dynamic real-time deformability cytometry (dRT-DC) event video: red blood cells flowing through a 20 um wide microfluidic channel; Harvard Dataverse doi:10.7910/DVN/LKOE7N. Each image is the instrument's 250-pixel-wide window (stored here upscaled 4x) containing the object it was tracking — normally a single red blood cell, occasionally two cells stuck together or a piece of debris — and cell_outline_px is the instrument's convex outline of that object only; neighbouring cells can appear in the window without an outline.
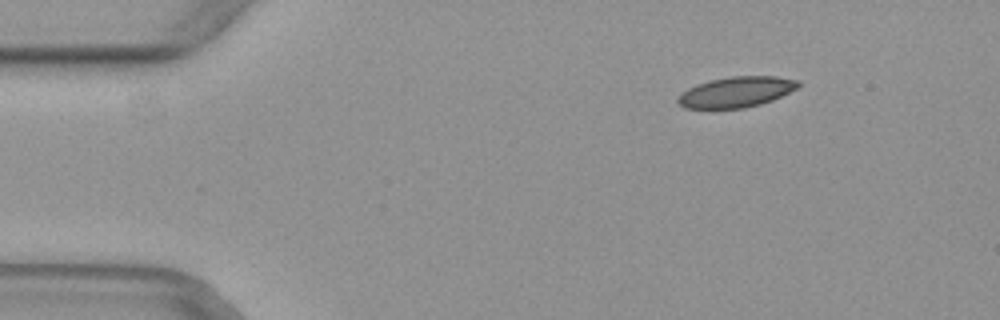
{"species": "common noctule bat (a hibernating species)", "species_latin": "Nyctalus noctula", "temperature_condition": "warm", "stored_images_in_passage": 16, "camera_frame_rate_fps": 3000, "um_per_image_px": 0.085, "animal": {"sex": "female", "body_mass_g": 29.2, "forearm_length_mm": 56.3}, "frame": {"image": 1, "passage_image": 7, "time_ms": 2.0, "image_size_px": [1000, 320], "cell_outline_px": [[800, 84], [796, 88], [772, 100], [760, 104], [744, 108], [684, 108], [676, 100], [688, 88], [696, 84], [712, 80], [732, 76], [776, 76], [800, 80]], "centroid_in_image_um": [62.6, 7.81], "position_along_channel_um": 22.4, "area_um2": 21.15}}